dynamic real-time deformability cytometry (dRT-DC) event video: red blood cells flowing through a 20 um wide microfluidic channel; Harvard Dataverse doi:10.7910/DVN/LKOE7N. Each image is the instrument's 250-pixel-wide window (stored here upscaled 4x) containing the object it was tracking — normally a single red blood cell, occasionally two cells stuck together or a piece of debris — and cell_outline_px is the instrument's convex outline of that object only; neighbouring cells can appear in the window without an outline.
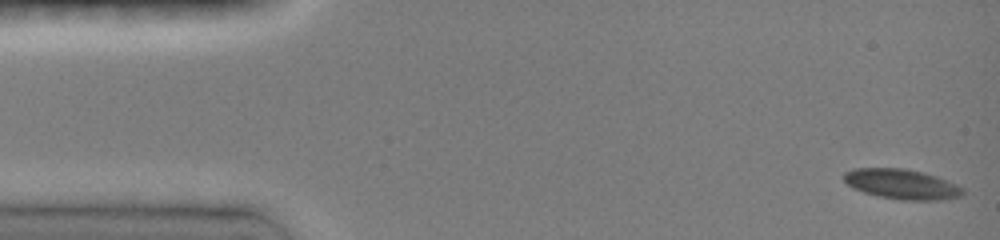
{"species": "common noctule bat (a hibernating species)", "species_latin": "Nyctalus noctula", "temperature_condition": "room temperature", "stored_images_in_passage": 8, "camera_frame_rate_fps": 3000, "um_per_image_px": 0.085, "animal": {"sex": "female", "body_mass_g": 19.0, "forearm_length_mm": 51.5}, "frame": {"image": 1, "passage_image": 1, "time_ms": 0.0, "image_size_px": [1000, 240], "cell_outline_px": [[964, 192], [960, 196], [940, 200], [900, 200], [876, 196], [852, 188], [844, 180], [844, 172], [852, 168], [904, 168], [924, 172], [936, 176], [956, 184], [964, 188]], "centroid_in_image_um": [76.63, 15.65], "position_along_channel_um": 8.4, "area_um2": 20.92}}
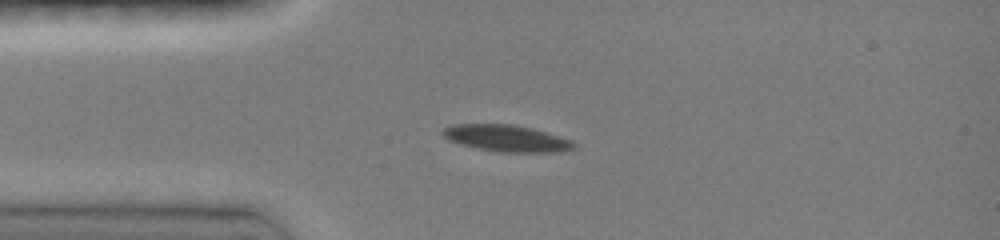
{"frame": {"image": 2, "passage_image": 5, "time_ms": 3.333, "image_size_px": [1000, 240], "cell_outline_px": [[576, 148], [560, 152], [496, 152], [476, 148], [460, 144], [448, 140], [440, 132], [444, 128], [452, 124], [516, 124], [532, 128], [572, 140], [576, 144]], "centroid_in_image_um": [43.05, 11.75], "position_along_channel_um": 41.9, "area_um2": 20.58}}